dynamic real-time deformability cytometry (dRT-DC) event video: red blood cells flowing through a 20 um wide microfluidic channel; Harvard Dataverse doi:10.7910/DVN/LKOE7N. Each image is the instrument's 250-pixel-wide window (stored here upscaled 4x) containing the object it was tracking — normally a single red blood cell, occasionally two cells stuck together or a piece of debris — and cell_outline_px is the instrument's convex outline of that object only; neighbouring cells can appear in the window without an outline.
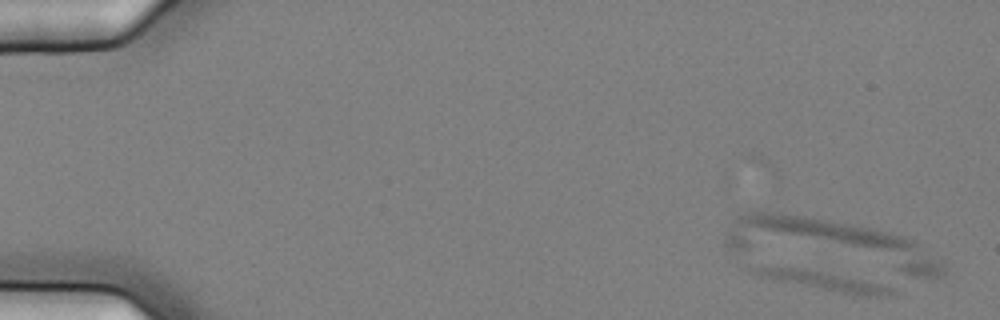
{"species": "common noctule bat (a hibernating species)", "species_latin": "Nyctalus noctula", "temperature_condition": "cold", "stored_images_in_passage": 17, "camera_frame_rate_fps": 3000, "um_per_image_px": 0.085, "animal": {"sex": "female", "body_mass_g": 25.1}, "frame": {"image": 1, "passage_image": 4, "time_ms": 1.0, "image_size_px": [1000, 320], "cell_outline_px": [[892, 292], [888, 296], [856, 296], [776, 280], [760, 276], [748, 272], [748, 268], [760, 264], [804, 268], [884, 284], [892, 288]], "centroid_in_image_um": [69.85, 23.84], "position_along_channel_um": 15.1, "area_um2": 15.61}}